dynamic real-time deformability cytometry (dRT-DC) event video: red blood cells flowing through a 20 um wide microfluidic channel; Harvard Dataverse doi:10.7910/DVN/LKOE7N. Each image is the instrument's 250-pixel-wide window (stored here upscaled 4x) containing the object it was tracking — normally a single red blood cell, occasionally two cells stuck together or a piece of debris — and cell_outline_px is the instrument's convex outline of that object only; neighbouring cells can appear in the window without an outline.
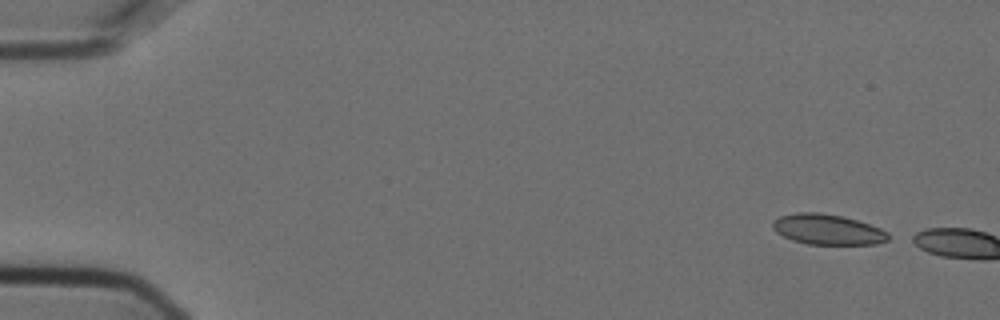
{"species": "Egyptian fruit bat (a non-hibernating species)", "species_latin": "Rousettus aegyptiacus", "temperature_condition": "cold", "stored_images_in_passage": 2, "camera_frame_rate_fps": 3000, "um_per_image_px": 0.085, "animal": {"sex": "female"}, "frame": {"image": 1, "passage_image": 1, "time_ms": 0.0, "image_size_px": [1000, 320], "cell_outline_px": [[888, 240], [876, 244], [808, 244], [792, 240], [776, 232], [772, 228], [772, 220], [780, 216], [796, 212], [820, 212], [844, 216], [880, 228], [888, 232]], "centroid_in_image_um": [70.31, 19.49], "position_along_channel_um": 14.7, "area_um2": 20.52}}